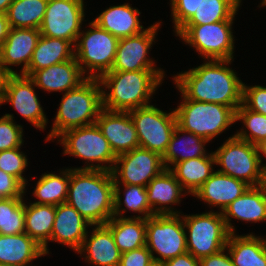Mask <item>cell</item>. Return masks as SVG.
<instances>
[{"mask_svg":"<svg viewBox=\"0 0 266 266\" xmlns=\"http://www.w3.org/2000/svg\"><path fill=\"white\" fill-rule=\"evenodd\" d=\"M140 14L141 12L138 8H133L129 3H124L105 9L93 22L118 39H121L140 34L146 30L141 25L138 17Z\"/></svg>","mask_w":266,"mask_h":266,"instance_id":"obj_25","label":"cell"},{"mask_svg":"<svg viewBox=\"0 0 266 266\" xmlns=\"http://www.w3.org/2000/svg\"><path fill=\"white\" fill-rule=\"evenodd\" d=\"M137 131L139 147L163 156L177 125L175 110L167 113L148 105L129 111Z\"/></svg>","mask_w":266,"mask_h":266,"instance_id":"obj_12","label":"cell"},{"mask_svg":"<svg viewBox=\"0 0 266 266\" xmlns=\"http://www.w3.org/2000/svg\"><path fill=\"white\" fill-rule=\"evenodd\" d=\"M69 181L70 168L61 170L59 174L53 172L42 174L36 183L34 191H32V196L38 199V201L33 203L54 206L65 203L68 195Z\"/></svg>","mask_w":266,"mask_h":266,"instance_id":"obj_33","label":"cell"},{"mask_svg":"<svg viewBox=\"0 0 266 266\" xmlns=\"http://www.w3.org/2000/svg\"><path fill=\"white\" fill-rule=\"evenodd\" d=\"M146 246L153 260L165 262L187 252L182 213L153 215L146 219ZM157 254L156 256L154 255ZM159 256V257H158Z\"/></svg>","mask_w":266,"mask_h":266,"instance_id":"obj_11","label":"cell"},{"mask_svg":"<svg viewBox=\"0 0 266 266\" xmlns=\"http://www.w3.org/2000/svg\"><path fill=\"white\" fill-rule=\"evenodd\" d=\"M234 21H220L202 25H183L176 36L195 48L205 60H232L235 39L232 32Z\"/></svg>","mask_w":266,"mask_h":266,"instance_id":"obj_9","label":"cell"},{"mask_svg":"<svg viewBox=\"0 0 266 266\" xmlns=\"http://www.w3.org/2000/svg\"><path fill=\"white\" fill-rule=\"evenodd\" d=\"M25 197L0 200V234L14 235L25 232Z\"/></svg>","mask_w":266,"mask_h":266,"instance_id":"obj_37","label":"cell"},{"mask_svg":"<svg viewBox=\"0 0 266 266\" xmlns=\"http://www.w3.org/2000/svg\"><path fill=\"white\" fill-rule=\"evenodd\" d=\"M146 190L149 206L154 215L181 214L180 211L170 206L180 204L181 197L188 193L182 188L170 169L165 168L153 178L147 184Z\"/></svg>","mask_w":266,"mask_h":266,"instance_id":"obj_21","label":"cell"},{"mask_svg":"<svg viewBox=\"0 0 266 266\" xmlns=\"http://www.w3.org/2000/svg\"><path fill=\"white\" fill-rule=\"evenodd\" d=\"M105 225L111 230L121 254L146 245V219L144 218L113 216Z\"/></svg>","mask_w":266,"mask_h":266,"instance_id":"obj_30","label":"cell"},{"mask_svg":"<svg viewBox=\"0 0 266 266\" xmlns=\"http://www.w3.org/2000/svg\"><path fill=\"white\" fill-rule=\"evenodd\" d=\"M242 104L249 110L266 116V87L243 83Z\"/></svg>","mask_w":266,"mask_h":266,"instance_id":"obj_42","label":"cell"},{"mask_svg":"<svg viewBox=\"0 0 266 266\" xmlns=\"http://www.w3.org/2000/svg\"><path fill=\"white\" fill-rule=\"evenodd\" d=\"M121 185H123L125 191L123 193V201L121 196L122 192L120 190ZM127 210L139 213L138 216L136 215L132 217L147 219L154 215L149 206L146 187L139 185L114 184V216L123 218V214Z\"/></svg>","mask_w":266,"mask_h":266,"instance_id":"obj_34","label":"cell"},{"mask_svg":"<svg viewBox=\"0 0 266 266\" xmlns=\"http://www.w3.org/2000/svg\"><path fill=\"white\" fill-rule=\"evenodd\" d=\"M87 232L81 248L77 251L85 254V261L95 266H119L121 252L115 244L111 230L104 225H94L91 235ZM90 237V238H89Z\"/></svg>","mask_w":266,"mask_h":266,"instance_id":"obj_23","label":"cell"},{"mask_svg":"<svg viewBox=\"0 0 266 266\" xmlns=\"http://www.w3.org/2000/svg\"><path fill=\"white\" fill-rule=\"evenodd\" d=\"M215 157L213 152L207 156L192 158L176 163L170 170L187 193H194L213 174Z\"/></svg>","mask_w":266,"mask_h":266,"instance_id":"obj_31","label":"cell"},{"mask_svg":"<svg viewBox=\"0 0 266 266\" xmlns=\"http://www.w3.org/2000/svg\"><path fill=\"white\" fill-rule=\"evenodd\" d=\"M41 37L39 29L10 28L5 42L0 46V66L9 74H18L10 66H22L23 74L29 66L34 49Z\"/></svg>","mask_w":266,"mask_h":266,"instance_id":"obj_17","label":"cell"},{"mask_svg":"<svg viewBox=\"0 0 266 266\" xmlns=\"http://www.w3.org/2000/svg\"><path fill=\"white\" fill-rule=\"evenodd\" d=\"M37 88L49 92H64L76 88L87 77L82 73L76 58L34 71L29 76Z\"/></svg>","mask_w":266,"mask_h":266,"instance_id":"obj_22","label":"cell"},{"mask_svg":"<svg viewBox=\"0 0 266 266\" xmlns=\"http://www.w3.org/2000/svg\"><path fill=\"white\" fill-rule=\"evenodd\" d=\"M208 142L210 141L192 132L185 131L176 125L166 152L162 156L165 168L171 169L176 163L181 161L209 155L210 153H207L205 149V144Z\"/></svg>","mask_w":266,"mask_h":266,"instance_id":"obj_27","label":"cell"},{"mask_svg":"<svg viewBox=\"0 0 266 266\" xmlns=\"http://www.w3.org/2000/svg\"><path fill=\"white\" fill-rule=\"evenodd\" d=\"M20 150L21 147L0 151V169L16 177L26 190L28 181L23 174L28 166V159L27 155Z\"/></svg>","mask_w":266,"mask_h":266,"instance_id":"obj_39","label":"cell"},{"mask_svg":"<svg viewBox=\"0 0 266 266\" xmlns=\"http://www.w3.org/2000/svg\"><path fill=\"white\" fill-rule=\"evenodd\" d=\"M74 57V46L67 40L42 36L32 54L28 69L23 75L30 76L34 71L63 63Z\"/></svg>","mask_w":266,"mask_h":266,"instance_id":"obj_29","label":"cell"},{"mask_svg":"<svg viewBox=\"0 0 266 266\" xmlns=\"http://www.w3.org/2000/svg\"><path fill=\"white\" fill-rule=\"evenodd\" d=\"M226 247L215 254H211L199 260V266H234Z\"/></svg>","mask_w":266,"mask_h":266,"instance_id":"obj_45","label":"cell"},{"mask_svg":"<svg viewBox=\"0 0 266 266\" xmlns=\"http://www.w3.org/2000/svg\"><path fill=\"white\" fill-rule=\"evenodd\" d=\"M95 123L116 156L139 147L137 131L129 112L102 109Z\"/></svg>","mask_w":266,"mask_h":266,"instance_id":"obj_18","label":"cell"},{"mask_svg":"<svg viewBox=\"0 0 266 266\" xmlns=\"http://www.w3.org/2000/svg\"><path fill=\"white\" fill-rule=\"evenodd\" d=\"M54 122L45 141L64 131L95 124L102 107V89L98 78H86L76 88L63 93Z\"/></svg>","mask_w":266,"mask_h":266,"instance_id":"obj_4","label":"cell"},{"mask_svg":"<svg viewBox=\"0 0 266 266\" xmlns=\"http://www.w3.org/2000/svg\"><path fill=\"white\" fill-rule=\"evenodd\" d=\"M160 25L161 22L153 23L140 34L119 39L110 71L162 70L155 67V61L147 56L153 42L155 44Z\"/></svg>","mask_w":266,"mask_h":266,"instance_id":"obj_16","label":"cell"},{"mask_svg":"<svg viewBox=\"0 0 266 266\" xmlns=\"http://www.w3.org/2000/svg\"><path fill=\"white\" fill-rule=\"evenodd\" d=\"M232 61L206 60L174 75L173 81L185 99L221 104L236 111L242 104L243 82L229 67Z\"/></svg>","mask_w":266,"mask_h":266,"instance_id":"obj_1","label":"cell"},{"mask_svg":"<svg viewBox=\"0 0 266 266\" xmlns=\"http://www.w3.org/2000/svg\"><path fill=\"white\" fill-rule=\"evenodd\" d=\"M165 266H199V260L189 252L178 255L175 258L166 260Z\"/></svg>","mask_w":266,"mask_h":266,"instance_id":"obj_46","label":"cell"},{"mask_svg":"<svg viewBox=\"0 0 266 266\" xmlns=\"http://www.w3.org/2000/svg\"><path fill=\"white\" fill-rule=\"evenodd\" d=\"M14 0H0V13H7L9 5Z\"/></svg>","mask_w":266,"mask_h":266,"instance_id":"obj_50","label":"cell"},{"mask_svg":"<svg viewBox=\"0 0 266 266\" xmlns=\"http://www.w3.org/2000/svg\"><path fill=\"white\" fill-rule=\"evenodd\" d=\"M222 216L231 234H235L232 218L251 223L265 222L266 193L261 186L249 187L225 208Z\"/></svg>","mask_w":266,"mask_h":266,"instance_id":"obj_24","label":"cell"},{"mask_svg":"<svg viewBox=\"0 0 266 266\" xmlns=\"http://www.w3.org/2000/svg\"><path fill=\"white\" fill-rule=\"evenodd\" d=\"M10 26L6 13H0V46L5 42Z\"/></svg>","mask_w":266,"mask_h":266,"instance_id":"obj_47","label":"cell"},{"mask_svg":"<svg viewBox=\"0 0 266 266\" xmlns=\"http://www.w3.org/2000/svg\"><path fill=\"white\" fill-rule=\"evenodd\" d=\"M35 88V83L29 76L19 73L9 74L5 81L1 105L10 103L19 112L18 114L35 128L44 130L48 118H46Z\"/></svg>","mask_w":266,"mask_h":266,"instance_id":"obj_15","label":"cell"},{"mask_svg":"<svg viewBox=\"0 0 266 266\" xmlns=\"http://www.w3.org/2000/svg\"><path fill=\"white\" fill-rule=\"evenodd\" d=\"M164 72V70L108 71L102 74L98 79L102 89L103 109L129 112L151 105L150 99L163 83Z\"/></svg>","mask_w":266,"mask_h":266,"instance_id":"obj_3","label":"cell"},{"mask_svg":"<svg viewBox=\"0 0 266 266\" xmlns=\"http://www.w3.org/2000/svg\"><path fill=\"white\" fill-rule=\"evenodd\" d=\"M7 76H8V74L0 66V106H1V102H2L4 86H5V81H6Z\"/></svg>","mask_w":266,"mask_h":266,"instance_id":"obj_49","label":"cell"},{"mask_svg":"<svg viewBox=\"0 0 266 266\" xmlns=\"http://www.w3.org/2000/svg\"><path fill=\"white\" fill-rule=\"evenodd\" d=\"M13 114L0 117V151L21 147L24 144L23 127L14 122Z\"/></svg>","mask_w":266,"mask_h":266,"instance_id":"obj_40","label":"cell"},{"mask_svg":"<svg viewBox=\"0 0 266 266\" xmlns=\"http://www.w3.org/2000/svg\"><path fill=\"white\" fill-rule=\"evenodd\" d=\"M187 252L198 260L215 254L226 247L229 235L221 212L183 215ZM188 231V232H187Z\"/></svg>","mask_w":266,"mask_h":266,"instance_id":"obj_8","label":"cell"},{"mask_svg":"<svg viewBox=\"0 0 266 266\" xmlns=\"http://www.w3.org/2000/svg\"><path fill=\"white\" fill-rule=\"evenodd\" d=\"M89 28L79 34L74 57L87 78H99L112 69L119 39L93 21Z\"/></svg>","mask_w":266,"mask_h":266,"instance_id":"obj_7","label":"cell"},{"mask_svg":"<svg viewBox=\"0 0 266 266\" xmlns=\"http://www.w3.org/2000/svg\"><path fill=\"white\" fill-rule=\"evenodd\" d=\"M66 203L91 225H104L114 216L112 173L97 169H71Z\"/></svg>","mask_w":266,"mask_h":266,"instance_id":"obj_2","label":"cell"},{"mask_svg":"<svg viewBox=\"0 0 266 266\" xmlns=\"http://www.w3.org/2000/svg\"><path fill=\"white\" fill-rule=\"evenodd\" d=\"M147 266H165V265H164V262H159L157 260H153Z\"/></svg>","mask_w":266,"mask_h":266,"instance_id":"obj_52","label":"cell"},{"mask_svg":"<svg viewBox=\"0 0 266 266\" xmlns=\"http://www.w3.org/2000/svg\"><path fill=\"white\" fill-rule=\"evenodd\" d=\"M260 6L262 7H264V6H266V0H261V4H260Z\"/></svg>","mask_w":266,"mask_h":266,"instance_id":"obj_53","label":"cell"},{"mask_svg":"<svg viewBox=\"0 0 266 266\" xmlns=\"http://www.w3.org/2000/svg\"><path fill=\"white\" fill-rule=\"evenodd\" d=\"M165 169L160 154L138 147L117 156L111 170L114 184H147Z\"/></svg>","mask_w":266,"mask_h":266,"instance_id":"obj_14","label":"cell"},{"mask_svg":"<svg viewBox=\"0 0 266 266\" xmlns=\"http://www.w3.org/2000/svg\"><path fill=\"white\" fill-rule=\"evenodd\" d=\"M249 187L245 182L216 170L193 196L208 204L211 208L218 207L219 212L222 213L230 203L240 197Z\"/></svg>","mask_w":266,"mask_h":266,"instance_id":"obj_20","label":"cell"},{"mask_svg":"<svg viewBox=\"0 0 266 266\" xmlns=\"http://www.w3.org/2000/svg\"><path fill=\"white\" fill-rule=\"evenodd\" d=\"M242 0H202L198 9L184 25L234 21Z\"/></svg>","mask_w":266,"mask_h":266,"instance_id":"obj_36","label":"cell"},{"mask_svg":"<svg viewBox=\"0 0 266 266\" xmlns=\"http://www.w3.org/2000/svg\"><path fill=\"white\" fill-rule=\"evenodd\" d=\"M181 98L174 109L177 125L203 139L212 141L236 122V111L231 107Z\"/></svg>","mask_w":266,"mask_h":266,"instance_id":"obj_5","label":"cell"},{"mask_svg":"<svg viewBox=\"0 0 266 266\" xmlns=\"http://www.w3.org/2000/svg\"><path fill=\"white\" fill-rule=\"evenodd\" d=\"M217 171L234 177L250 187L261 186L263 168L256 145L232 135L213 152Z\"/></svg>","mask_w":266,"mask_h":266,"instance_id":"obj_10","label":"cell"},{"mask_svg":"<svg viewBox=\"0 0 266 266\" xmlns=\"http://www.w3.org/2000/svg\"><path fill=\"white\" fill-rule=\"evenodd\" d=\"M174 33H176L195 13L202 0H170Z\"/></svg>","mask_w":266,"mask_h":266,"instance_id":"obj_41","label":"cell"},{"mask_svg":"<svg viewBox=\"0 0 266 266\" xmlns=\"http://www.w3.org/2000/svg\"><path fill=\"white\" fill-rule=\"evenodd\" d=\"M241 121L243 127L234 135L253 145H257L266 138V116L247 109L241 104L236 110V122ZM250 133V134H249Z\"/></svg>","mask_w":266,"mask_h":266,"instance_id":"obj_38","label":"cell"},{"mask_svg":"<svg viewBox=\"0 0 266 266\" xmlns=\"http://www.w3.org/2000/svg\"><path fill=\"white\" fill-rule=\"evenodd\" d=\"M25 193L24 185L16 177L0 169V197H24Z\"/></svg>","mask_w":266,"mask_h":266,"instance_id":"obj_43","label":"cell"},{"mask_svg":"<svg viewBox=\"0 0 266 266\" xmlns=\"http://www.w3.org/2000/svg\"><path fill=\"white\" fill-rule=\"evenodd\" d=\"M259 160L262 168L266 167V163L263 162V157H266V138L259 142L257 145Z\"/></svg>","mask_w":266,"mask_h":266,"instance_id":"obj_48","label":"cell"},{"mask_svg":"<svg viewBox=\"0 0 266 266\" xmlns=\"http://www.w3.org/2000/svg\"><path fill=\"white\" fill-rule=\"evenodd\" d=\"M55 220V206L25 202V233L42 246L44 254H50L48 242L51 239Z\"/></svg>","mask_w":266,"mask_h":266,"instance_id":"obj_32","label":"cell"},{"mask_svg":"<svg viewBox=\"0 0 266 266\" xmlns=\"http://www.w3.org/2000/svg\"><path fill=\"white\" fill-rule=\"evenodd\" d=\"M234 266H266V238L230 234L226 244Z\"/></svg>","mask_w":266,"mask_h":266,"instance_id":"obj_28","label":"cell"},{"mask_svg":"<svg viewBox=\"0 0 266 266\" xmlns=\"http://www.w3.org/2000/svg\"><path fill=\"white\" fill-rule=\"evenodd\" d=\"M261 187L263 188L264 192L266 193V167L263 168Z\"/></svg>","mask_w":266,"mask_h":266,"instance_id":"obj_51","label":"cell"},{"mask_svg":"<svg viewBox=\"0 0 266 266\" xmlns=\"http://www.w3.org/2000/svg\"><path fill=\"white\" fill-rule=\"evenodd\" d=\"M84 10V0H48L41 35L64 39L74 46L82 30Z\"/></svg>","mask_w":266,"mask_h":266,"instance_id":"obj_13","label":"cell"},{"mask_svg":"<svg viewBox=\"0 0 266 266\" xmlns=\"http://www.w3.org/2000/svg\"><path fill=\"white\" fill-rule=\"evenodd\" d=\"M47 3L48 0H14L6 13L10 28L39 29Z\"/></svg>","mask_w":266,"mask_h":266,"instance_id":"obj_35","label":"cell"},{"mask_svg":"<svg viewBox=\"0 0 266 266\" xmlns=\"http://www.w3.org/2000/svg\"><path fill=\"white\" fill-rule=\"evenodd\" d=\"M57 138L58 143L64 147V155L85 160L84 167L71 169H97L109 172L113 169L117 156L96 123L66 130Z\"/></svg>","mask_w":266,"mask_h":266,"instance_id":"obj_6","label":"cell"},{"mask_svg":"<svg viewBox=\"0 0 266 266\" xmlns=\"http://www.w3.org/2000/svg\"><path fill=\"white\" fill-rule=\"evenodd\" d=\"M153 257L147 246L121 254L119 266H147Z\"/></svg>","mask_w":266,"mask_h":266,"instance_id":"obj_44","label":"cell"},{"mask_svg":"<svg viewBox=\"0 0 266 266\" xmlns=\"http://www.w3.org/2000/svg\"><path fill=\"white\" fill-rule=\"evenodd\" d=\"M45 256L43 248L28 234H0V265L31 266L33 260Z\"/></svg>","mask_w":266,"mask_h":266,"instance_id":"obj_26","label":"cell"},{"mask_svg":"<svg viewBox=\"0 0 266 266\" xmlns=\"http://www.w3.org/2000/svg\"><path fill=\"white\" fill-rule=\"evenodd\" d=\"M93 227L81 214L68 203L55 206L51 242L66 245L77 252L87 235V228Z\"/></svg>","mask_w":266,"mask_h":266,"instance_id":"obj_19","label":"cell"}]
</instances>
